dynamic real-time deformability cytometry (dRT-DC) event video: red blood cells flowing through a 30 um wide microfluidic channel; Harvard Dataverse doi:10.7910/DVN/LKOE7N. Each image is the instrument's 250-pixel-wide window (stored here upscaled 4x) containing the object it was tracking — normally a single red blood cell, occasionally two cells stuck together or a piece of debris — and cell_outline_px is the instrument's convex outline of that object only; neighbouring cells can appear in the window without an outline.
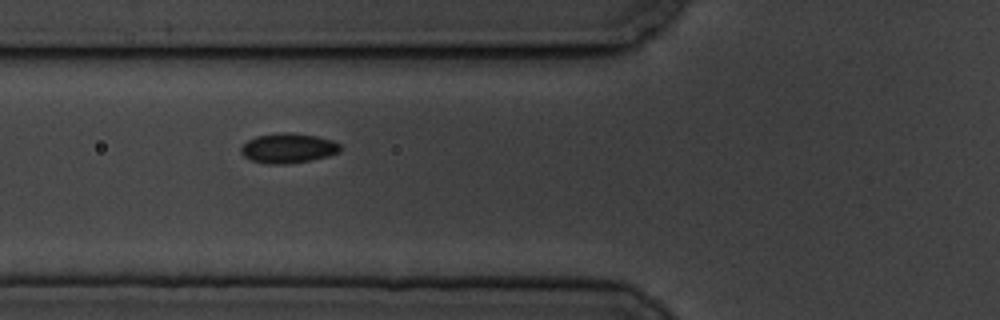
{"species": "common noctule bat (a hibernating species)", "species_latin": "Nyctalus noctula", "temperature_condition": "cold", "stored_images_in_passage": 3, "camera_frame_rate_fps": 3000, "um_per_image_px": 0.085, "animal": {"sex": "male", "body_mass_g": 19.5, "forearm_length_mm": 54.6}, "frame": {"image": 1, "passage_image": 2, "time_ms": 1.0, "image_size_px": [1000, 320], "cell_outline_px": [[340, 152], [328, 156], [308, 160], [284, 164], [268, 164], [252, 160], [244, 156], [240, 152], [240, 148], [248, 140], [256, 136], [284, 132], [292, 132], [316, 136], [332, 140], [340, 144]], "centroid_in_image_um": [24.49, 12.58], "position_along_channel_um": 101.3, "area_um2": 17.11}}
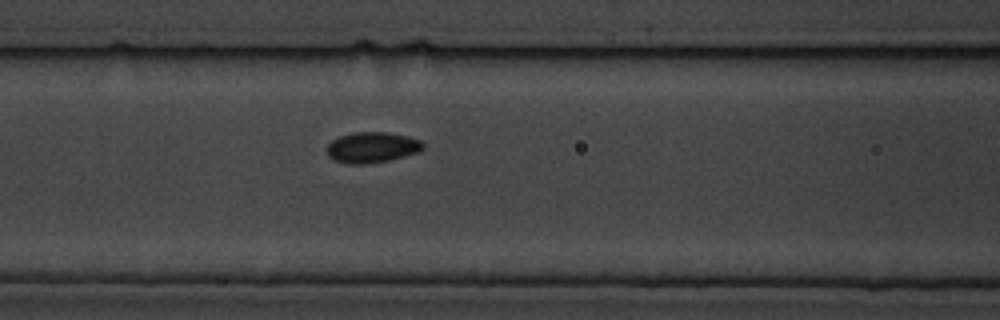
{"frame": {"image": 2, "passage_image": 3, "time_ms": 2.0, "image_size_px": [1000, 320], "cell_outline_px": [[424, 148], [420, 152], [388, 160], [364, 164], [348, 164], [332, 160], [328, 156], [328, 144], [332, 140], [340, 136], [352, 132], [388, 132], [408, 136], [420, 140], [424, 144]], "centroid_in_image_um": [31.63, 12.52], "position_along_channel_um": 135.0, "area_um2": 17.28}}